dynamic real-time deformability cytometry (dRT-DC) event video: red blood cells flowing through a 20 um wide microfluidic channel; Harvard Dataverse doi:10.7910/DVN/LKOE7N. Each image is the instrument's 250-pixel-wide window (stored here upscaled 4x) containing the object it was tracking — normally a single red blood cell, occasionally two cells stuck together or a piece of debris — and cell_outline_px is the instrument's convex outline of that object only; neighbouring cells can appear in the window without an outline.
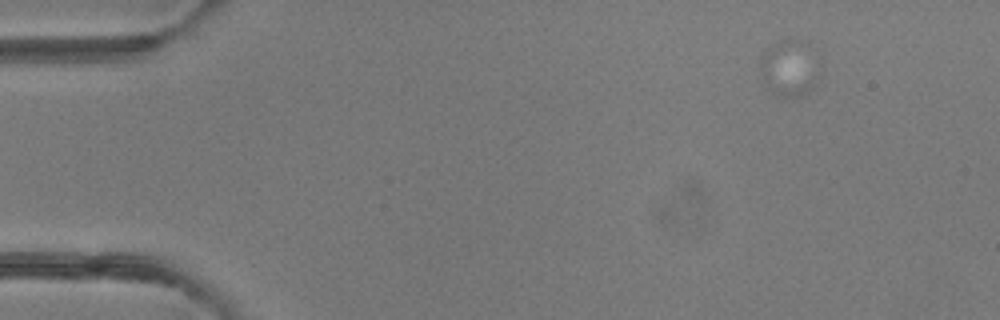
{"species": "common noctule bat (a hibernating species)", "species_latin": "Nyctalus noctula", "temperature_condition": "room temperature", "stored_images_in_passage": 4, "camera_frame_rate_fps": 3000, "um_per_image_px": 0.085, "animal": {"sex": "female"}, "frame": {"image": 1, "passage_image": 1, "time_ms": 0.0, "image_size_px": [1000, 320], "cell_outline_px": [[812, 88], [800, 96], [776, 96], [764, 88], [760, 64], [764, 52], [768, 48], [788, 36], [796, 40], [812, 76]], "centroid_in_image_um": [66.78, 5.91], "position_along_channel_um": 18.2, "area_um2": 16.7}}
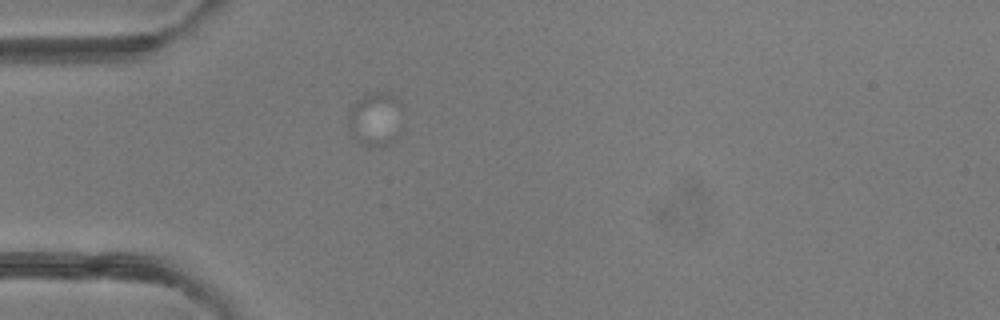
{"frame": {"image": 2, "passage_image": 4, "time_ms": 3.333, "image_size_px": [1000, 320], "cell_outline_px": [[404, 128], [400, 136], [396, 140], [388, 144], [368, 148], [360, 144], [352, 136], [348, 120], [348, 112], [352, 104], [356, 100], [368, 92], [384, 92], [400, 100]], "centroid_in_image_um": [31.96, 10.15], "position_along_channel_um": 53.0, "area_um2": 17.92}}